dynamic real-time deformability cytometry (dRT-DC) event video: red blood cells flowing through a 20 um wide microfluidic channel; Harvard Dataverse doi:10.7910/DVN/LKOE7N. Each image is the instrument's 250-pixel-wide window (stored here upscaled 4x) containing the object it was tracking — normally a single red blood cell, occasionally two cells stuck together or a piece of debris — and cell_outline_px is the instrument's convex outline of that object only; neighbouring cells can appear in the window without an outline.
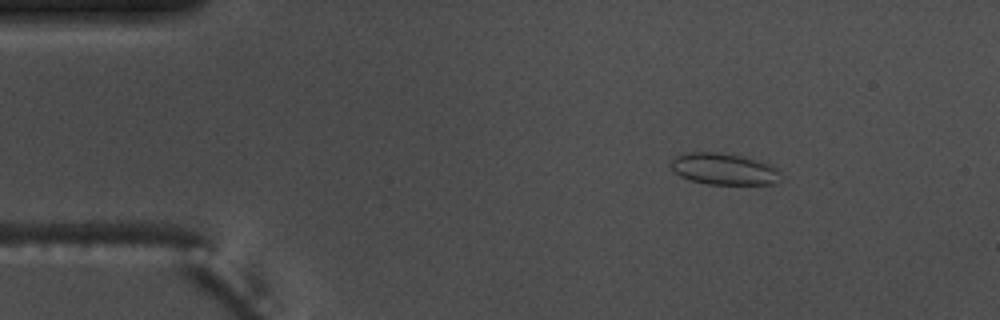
{"species": "common noctule bat (a hibernating species)", "species_latin": "Nyctalus noctula", "temperature_condition": "warm", "stored_images_in_passage": 6, "camera_frame_rate_fps": 3000, "um_per_image_px": 0.085, "animal": {"sex": "male", "body_mass_g": 17.5, "forearm_length_mm": 52.3}, "frame": {"image": 1, "passage_image": 2, "time_ms": 0.333, "image_size_px": [1000, 320], "cell_outline_px": [[784, 176], [776, 184], [708, 184], [692, 180], [680, 176], [672, 168], [672, 160], [676, 156], [688, 152], [712, 152], [744, 156], [768, 164], [776, 168]], "centroid_in_image_um": [61.59, 14.37], "position_along_channel_um": 23.4, "area_um2": 20.06}}
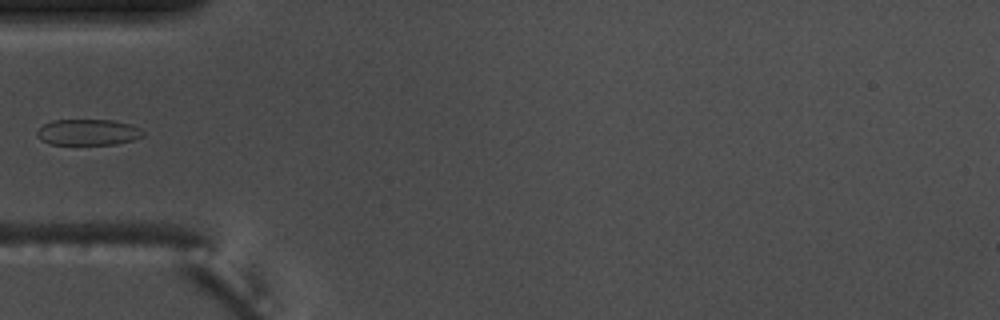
{"frame": {"image": 2, "passage_image": 5, "time_ms": 1.333, "image_size_px": [1000, 320], "cell_outline_px": [[144, 136], [132, 140], [116, 144], [48, 144], [40, 140], [36, 136], [36, 132], [44, 124], [52, 120], [112, 120], [128, 124], [140, 128], [144, 132]], "centroid_in_image_um": [7.46, 11.24], "position_along_channel_um": 77.5, "area_um2": 16.07}}